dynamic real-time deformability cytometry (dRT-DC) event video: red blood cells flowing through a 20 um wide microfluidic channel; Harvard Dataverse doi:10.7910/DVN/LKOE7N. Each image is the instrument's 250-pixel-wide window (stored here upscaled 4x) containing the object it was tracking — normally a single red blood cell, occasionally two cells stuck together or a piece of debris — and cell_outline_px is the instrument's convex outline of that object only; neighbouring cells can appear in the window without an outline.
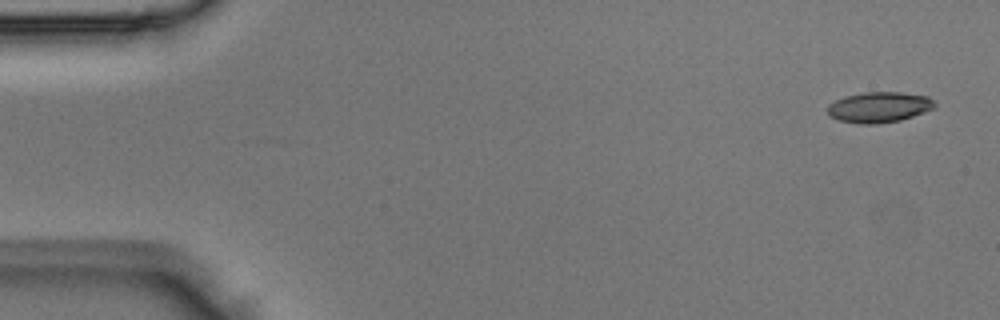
{"species": "Egyptian fruit bat (a non-hibernating species)", "species_latin": "Rousettus aegyptiacus", "temperature_condition": "room temperature", "stored_images_in_passage": 15, "camera_frame_rate_fps": 3000, "um_per_image_px": 0.085, "animal": {"sex": "male"}, "frame": {"image": 1, "passage_image": 2, "time_ms": 0.333, "image_size_px": [1000, 320], "cell_outline_px": [[936, 108], [900, 120], [876, 124], [856, 124], [836, 120], [828, 116], [828, 104], [844, 96], [864, 92], [900, 92], [928, 96], [936, 104]], "centroid_in_image_um": [74.69, 9.12], "position_along_channel_um": 10.3, "area_um2": 19.31}}
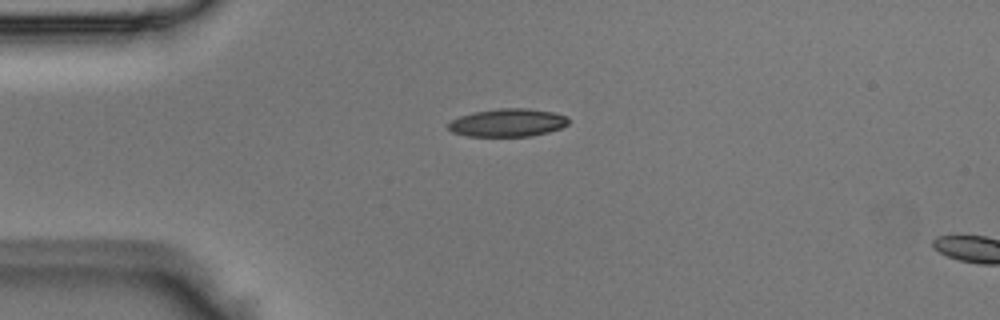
{"frame": {"image": 2, "passage_image": 12, "time_ms": 3.667, "image_size_px": [1000, 320], "cell_outline_px": [[568, 124], [560, 128], [548, 132], [532, 136], [468, 136], [452, 132], [448, 128], [448, 124], [452, 120], [460, 116], [476, 112], [500, 108], [528, 108], [552, 112], [568, 116]], "centroid_in_image_um": [43.17, 10.43], "position_along_channel_um": 41.8, "area_um2": 19.48}}